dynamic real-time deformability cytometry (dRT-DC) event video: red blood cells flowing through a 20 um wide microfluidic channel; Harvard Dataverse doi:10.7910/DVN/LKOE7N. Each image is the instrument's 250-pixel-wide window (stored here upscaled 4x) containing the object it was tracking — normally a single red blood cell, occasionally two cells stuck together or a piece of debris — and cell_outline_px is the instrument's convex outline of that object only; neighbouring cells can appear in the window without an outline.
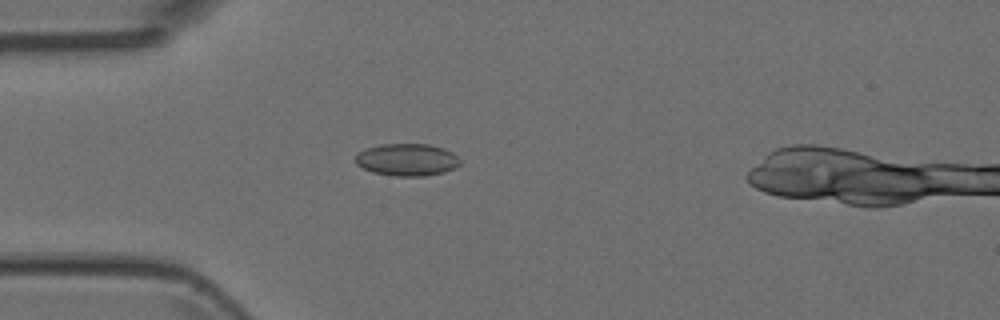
{"species": "Egyptian fruit bat (a non-hibernating species)", "species_latin": "Rousettus aegyptiacus", "temperature_condition": "room temperature", "stored_images_in_passage": 4, "camera_frame_rate_fps": 3000, "um_per_image_px": 0.085, "animal": {"sex": "female"}, "frame": {"image": 1, "passage_image": 3, "time_ms": 0.667, "image_size_px": [1000, 320], "cell_outline_px": [[460, 164], [456, 168], [444, 172], [424, 176], [396, 176], [372, 172], [356, 164], [356, 152], [364, 148], [380, 144], [428, 144], [444, 148], [452, 152], [460, 160]], "centroid_in_image_um": [34.58, 13.57], "position_along_channel_um": 50.4, "area_um2": 19.83}}